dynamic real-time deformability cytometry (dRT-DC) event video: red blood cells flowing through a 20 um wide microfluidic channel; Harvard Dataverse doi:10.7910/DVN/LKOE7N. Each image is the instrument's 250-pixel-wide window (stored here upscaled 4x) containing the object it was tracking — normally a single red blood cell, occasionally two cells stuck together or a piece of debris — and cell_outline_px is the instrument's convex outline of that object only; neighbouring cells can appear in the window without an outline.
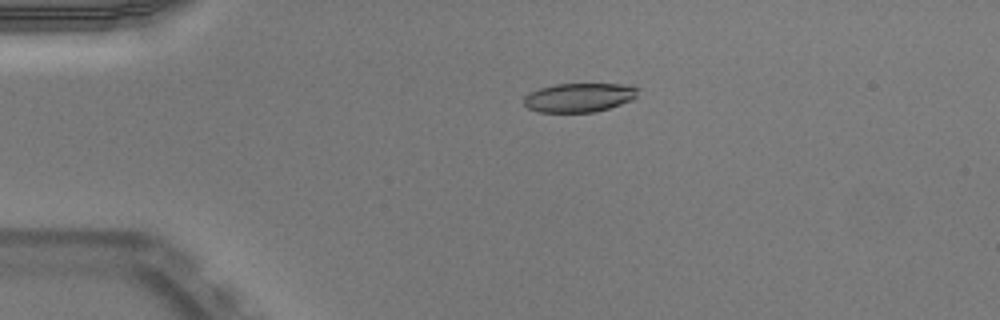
{"species": "Egyptian fruit bat (a non-hibernating species)", "species_latin": "Rousettus aegyptiacus", "temperature_condition": "warm", "stored_images_in_passage": 51, "camera_frame_rate_fps": 3000, "um_per_image_px": 0.085, "animal": {"sex": "male"}, "frame": {"image": 1, "passage_image": 12, "time_ms": 3.667, "image_size_px": [1000, 320], "cell_outline_px": [[636, 96], [632, 100], [608, 108], [592, 112], [540, 112], [528, 108], [524, 104], [524, 96], [528, 92], [540, 88], [556, 84], [632, 84], [636, 88]], "centroid_in_image_um": [49.2, 8.28], "position_along_channel_um": 35.8, "area_um2": 19.19}}
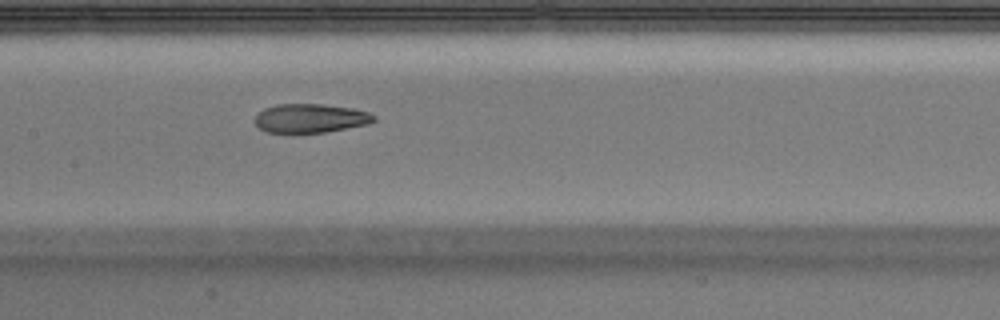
{"frame": {"image": 2, "passage_image": 26, "time_ms": 8.333, "image_size_px": [1000, 320], "cell_outline_px": [[376, 120], [368, 124], [324, 132], [296, 136], [292, 136], [264, 132], [256, 124], [256, 116], [264, 108], [276, 104], [324, 104], [352, 108], [368, 112], [376, 116]], "centroid_in_image_um": [26.34, 10.1], "position_along_channel_um": 181.1, "area_um2": 20.81}}
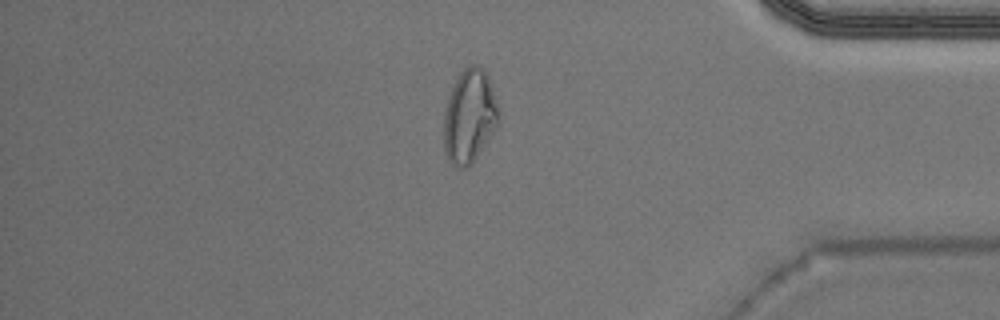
{"frame": {"image": 3, "passage_image": 44, "time_ms": 14.333, "image_size_px": [1000, 320], "cell_outline_px": [[500, 120], [476, 156], [464, 168], [460, 168], [452, 164], [448, 160], [444, 152], [444, 112], [448, 96], [460, 72], [464, 68], [472, 64], [476, 64], [484, 68], [488, 76], [500, 108]], "centroid_in_image_um": [39.9, 9.83], "position_along_channel_um": 395.3, "area_um2": 29.77}, "authors_computed_cell_mechanics": {"area_um2": 20.808, "velocity_mm_per_s": 3.9942, "shape_relaxation_time_tau1_ms": null, "shape_relaxation_time_tau2_ms": 2.4554, "deformation_change_tau1": null, "deformation_change_tau2": 0.1041}}